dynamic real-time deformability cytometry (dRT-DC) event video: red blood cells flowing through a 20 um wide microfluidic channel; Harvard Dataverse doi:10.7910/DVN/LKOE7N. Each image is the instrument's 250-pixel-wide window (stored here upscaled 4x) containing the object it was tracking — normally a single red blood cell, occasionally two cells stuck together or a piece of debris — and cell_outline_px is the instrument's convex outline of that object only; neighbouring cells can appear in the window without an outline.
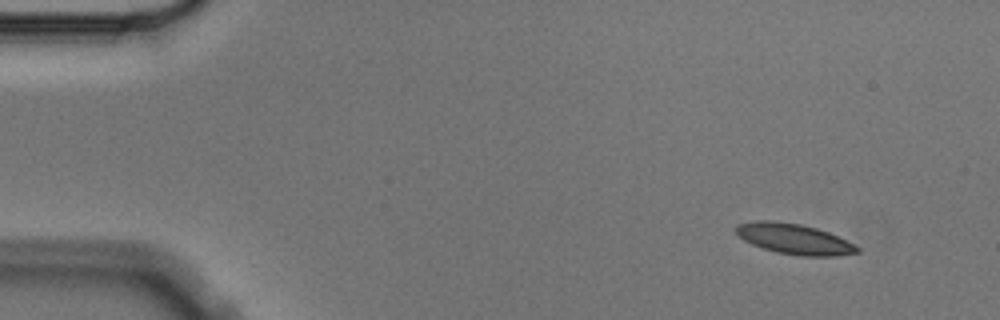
{"species": "Egyptian fruit bat (a non-hibernating species)", "species_latin": "Rousettus aegyptiacus", "temperature_condition": "cold", "stored_images_in_passage": 4, "camera_frame_rate_fps": 3000, "um_per_image_px": 0.085, "animal": {"sex": "male"}, "frame": {"image": 1, "passage_image": 1, "time_ms": 0.0, "image_size_px": [1000, 320], "cell_outline_px": [[860, 252], [836, 256], [800, 256], [776, 252], [752, 244], [744, 240], [736, 232], [736, 224], [756, 220], [772, 220], [800, 224], [816, 228], [828, 232], [860, 248]], "centroid_in_image_um": [67.48, 20.31], "position_along_channel_um": 17.5, "area_um2": 21.33}}
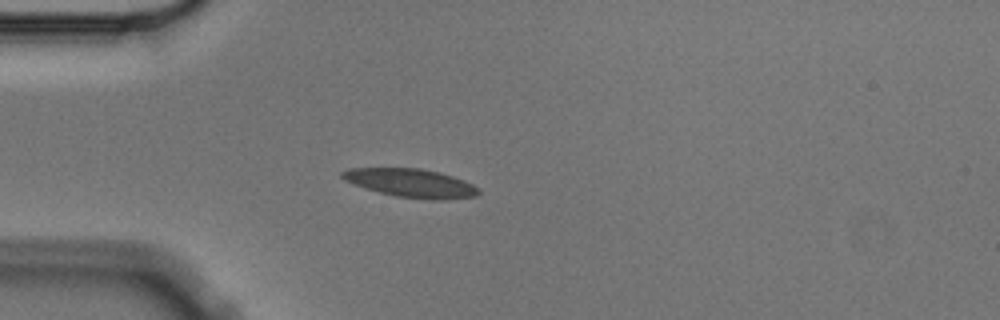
{"frame": {"image": 2, "passage_image": 4, "time_ms": 1.0, "image_size_px": [1000, 320], "cell_outline_px": [[480, 192], [476, 196], [444, 200], [432, 200], [396, 196], [380, 192], [344, 180], [340, 176], [340, 172], [348, 168], [420, 168], [452, 176], [464, 180], [480, 188]], "centroid_in_image_um": [34.96, 15.56], "position_along_channel_um": 50.0, "area_um2": 22.48}}